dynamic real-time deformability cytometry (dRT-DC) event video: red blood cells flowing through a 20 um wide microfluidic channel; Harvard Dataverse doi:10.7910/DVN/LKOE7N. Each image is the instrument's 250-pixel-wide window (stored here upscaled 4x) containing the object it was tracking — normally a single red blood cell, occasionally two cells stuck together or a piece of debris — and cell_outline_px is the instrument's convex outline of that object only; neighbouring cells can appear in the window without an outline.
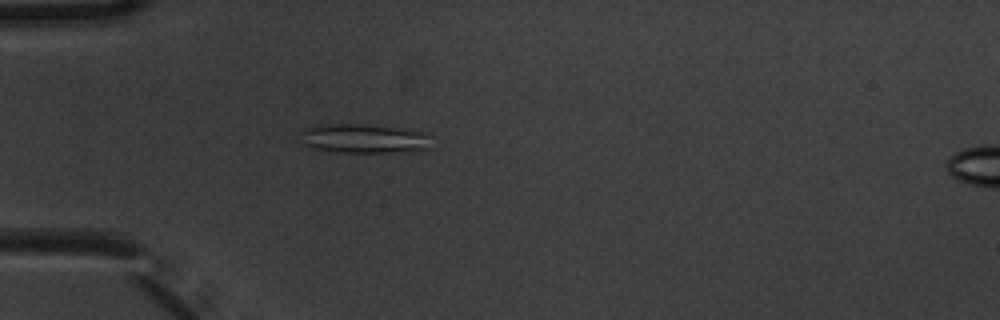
{"species": "common noctule bat (a hibernating species)", "species_latin": "Nyctalus noctula", "temperature_condition": "warm", "stored_images_in_passage": 4, "camera_frame_rate_fps": 3000, "um_per_image_px": 0.085, "animal": {"sex": "male", "body_mass_g": 20.1, "forearm_length_mm": 53.5}, "frame": {"image": 1, "passage_image": 4, "time_ms": 1.0, "image_size_px": [1000, 320], "cell_outline_px": [[428, 148], [384, 152], [344, 152], [312, 148], [300, 144], [300, 132], [304, 128], [328, 124], [360, 124], [392, 128], [420, 132], [424, 136]], "centroid_in_image_um": [30.69, 11.77], "position_along_channel_um": 54.3, "area_um2": 21.27}}